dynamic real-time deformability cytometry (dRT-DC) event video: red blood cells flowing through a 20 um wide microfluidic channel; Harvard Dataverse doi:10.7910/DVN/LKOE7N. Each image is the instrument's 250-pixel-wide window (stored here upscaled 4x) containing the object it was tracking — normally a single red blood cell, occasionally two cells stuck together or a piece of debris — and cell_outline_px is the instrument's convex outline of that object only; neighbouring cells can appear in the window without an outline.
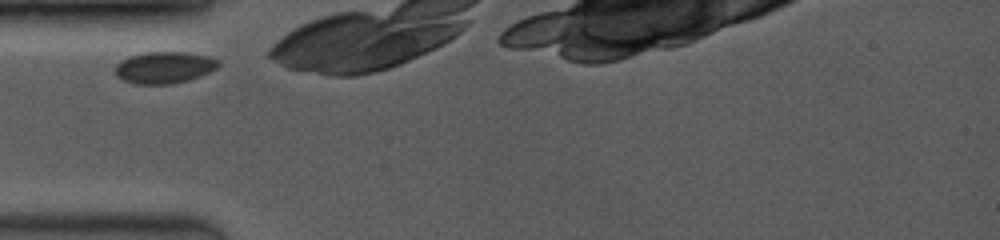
{"species": "common noctule bat (a hibernating species)", "species_latin": "Nyctalus noctula", "temperature_condition": "room temperature", "stored_images_in_passage": 24, "camera_frame_rate_fps": 3500, "um_per_image_px": 0.085, "animal": {"sex": "female", "body_mass_g": 19.0, "forearm_length_mm": 53.3}, "frame": {"image": 1, "passage_image": 1, "time_ms": 0.0, "image_size_px": [1000, 240], "cell_outline_px": [[220, 64], [216, 68], [200, 76], [188, 80], [172, 84], [136, 84], [124, 80], [116, 76], [116, 64], [120, 60], [128, 56], [144, 52], [188, 52], [208, 56], [220, 60]], "centroid_in_image_um": [13.96, 5.73], "position_along_channel_um": 71.0, "area_um2": 19.19}}
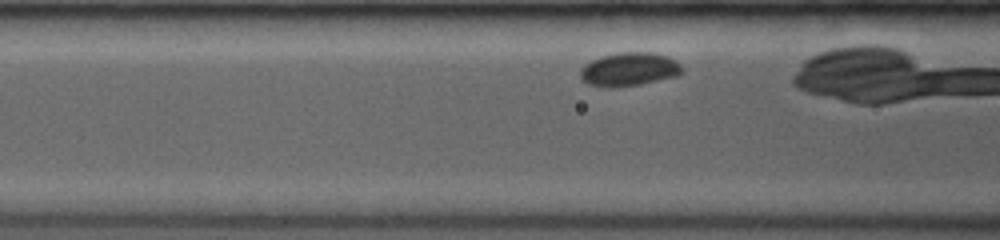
{"frame": {"image": 2, "passage_image": 10, "time_ms": 1.143, "image_size_px": [1000, 240], "cell_outline_px": [[684, 72], [676, 76], [640, 84], [616, 88], [608, 88], [588, 84], [580, 76], [580, 68], [584, 64], [600, 56], [620, 52], [652, 52], [668, 56], [676, 60], [684, 68]], "centroid_in_image_um": [53.49, 5.89], "position_along_channel_um": 113.1, "area_um2": 20.17}}